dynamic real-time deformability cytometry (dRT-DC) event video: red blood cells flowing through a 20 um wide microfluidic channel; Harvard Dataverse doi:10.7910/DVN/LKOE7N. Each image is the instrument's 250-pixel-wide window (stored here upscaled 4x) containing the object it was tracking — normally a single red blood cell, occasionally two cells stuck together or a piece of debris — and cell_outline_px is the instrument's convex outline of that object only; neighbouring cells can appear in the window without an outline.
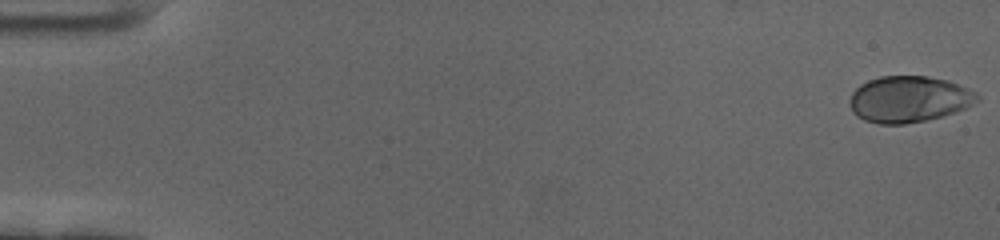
{"species": "human", "species_latin": "Homo sapiens", "temperature_condition": "cold", "stored_images_in_passage": 59, "camera_frame_rate_fps": 3000, "um_per_image_px": 0.085, "donor": {"sex": "female"}, "frame": {"image": 1, "passage_image": 1, "time_ms": 0.0, "image_size_px": [1000, 240], "cell_outline_px": [[980, 100], [956, 112], [924, 120], [904, 124], [876, 124], [864, 120], [856, 116], [852, 112], [848, 100], [852, 92], [860, 84], [868, 80], [880, 76], [928, 76], [948, 80], [968, 88], [976, 92], [980, 96]], "centroid_in_image_um": [77.23, 8.42], "position_along_channel_um": 7.8, "area_um2": 34.62}}
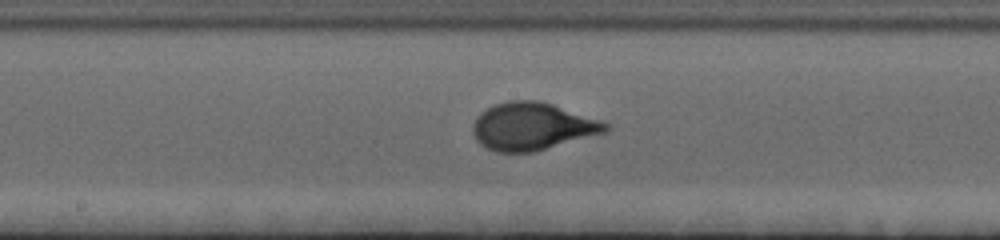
{"frame": {"image": 2, "passage_image": 32, "time_ms": 10.333, "image_size_px": [1000, 240], "cell_outline_px": [[612, 128], [608, 132], [532, 152], [496, 152], [480, 144], [476, 140], [472, 132], [472, 124], [480, 112], [496, 104], [508, 100], [540, 100], [600, 120], [608, 124]], "centroid_in_image_um": [45.24, 10.74], "position_along_channel_um": 203.0, "area_um2": 36.76}}
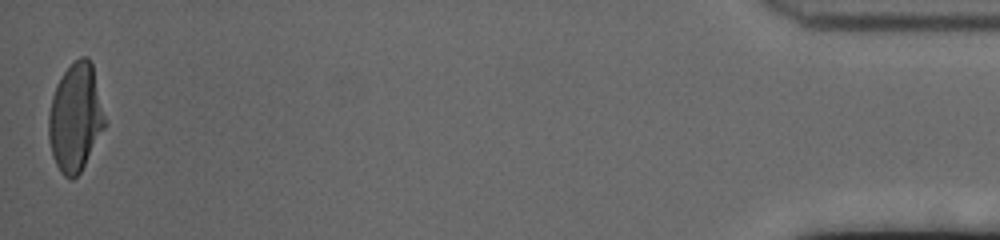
{"frame": {"image": 3, "passage_image": 59, "time_ms": 19.333, "image_size_px": [1000, 240], "cell_outline_px": [[104, 128], [80, 172], [72, 180], [64, 176], [60, 172], [52, 156], [48, 140], [48, 112], [52, 96], [56, 84], [64, 72], [80, 56], [88, 56], [92, 64], [104, 116]], "centroid_in_image_um": [6.37, 10.01], "position_along_channel_um": 428.8, "area_um2": 34.97}, "authors_computed_cell_mechanics": {"area_um2": 34.6222, "velocity_mm_per_s": 3.4493, "shape_relaxation_time_tau1_ms": 3.5525, "shape_relaxation_time_tau2_ms": null, "deformation_change_tau1": 0.1915, "deformation_change_tau2": null}}